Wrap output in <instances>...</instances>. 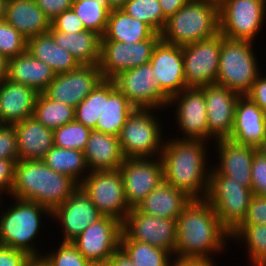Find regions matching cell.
<instances>
[{
    "label": "cell",
    "instance_id": "5bb4252c",
    "mask_svg": "<svg viewBox=\"0 0 266 266\" xmlns=\"http://www.w3.org/2000/svg\"><path fill=\"white\" fill-rule=\"evenodd\" d=\"M161 39L136 43L101 41L99 69L103 80H112L125 70L149 63L154 47Z\"/></svg>",
    "mask_w": 266,
    "mask_h": 266
},
{
    "label": "cell",
    "instance_id": "ee69618b",
    "mask_svg": "<svg viewBox=\"0 0 266 266\" xmlns=\"http://www.w3.org/2000/svg\"><path fill=\"white\" fill-rule=\"evenodd\" d=\"M0 159L18 161V142L14 125H0Z\"/></svg>",
    "mask_w": 266,
    "mask_h": 266
},
{
    "label": "cell",
    "instance_id": "9f6ffc18",
    "mask_svg": "<svg viewBox=\"0 0 266 266\" xmlns=\"http://www.w3.org/2000/svg\"><path fill=\"white\" fill-rule=\"evenodd\" d=\"M8 60L0 55V84L7 78Z\"/></svg>",
    "mask_w": 266,
    "mask_h": 266
},
{
    "label": "cell",
    "instance_id": "816d5d0a",
    "mask_svg": "<svg viewBox=\"0 0 266 266\" xmlns=\"http://www.w3.org/2000/svg\"><path fill=\"white\" fill-rule=\"evenodd\" d=\"M253 102H255L266 113V76L260 74L246 94Z\"/></svg>",
    "mask_w": 266,
    "mask_h": 266
},
{
    "label": "cell",
    "instance_id": "bcb514c9",
    "mask_svg": "<svg viewBox=\"0 0 266 266\" xmlns=\"http://www.w3.org/2000/svg\"><path fill=\"white\" fill-rule=\"evenodd\" d=\"M253 194L266 195V157L256 152L251 168Z\"/></svg>",
    "mask_w": 266,
    "mask_h": 266
},
{
    "label": "cell",
    "instance_id": "4fadbf2b",
    "mask_svg": "<svg viewBox=\"0 0 266 266\" xmlns=\"http://www.w3.org/2000/svg\"><path fill=\"white\" fill-rule=\"evenodd\" d=\"M176 220L154 217L131 208L122 222L120 240H136L164 249L174 255Z\"/></svg>",
    "mask_w": 266,
    "mask_h": 266
},
{
    "label": "cell",
    "instance_id": "9a60e30c",
    "mask_svg": "<svg viewBox=\"0 0 266 266\" xmlns=\"http://www.w3.org/2000/svg\"><path fill=\"white\" fill-rule=\"evenodd\" d=\"M172 105L176 107L173 113H176L175 120L178 129L182 131V137L176 138L213 141L208 134L207 108L202 87L185 88L169 99L167 109Z\"/></svg>",
    "mask_w": 266,
    "mask_h": 266
},
{
    "label": "cell",
    "instance_id": "1f68e13d",
    "mask_svg": "<svg viewBox=\"0 0 266 266\" xmlns=\"http://www.w3.org/2000/svg\"><path fill=\"white\" fill-rule=\"evenodd\" d=\"M48 32L54 41L70 52L80 65H99L101 36L91 30L79 33H66L52 25Z\"/></svg>",
    "mask_w": 266,
    "mask_h": 266
},
{
    "label": "cell",
    "instance_id": "f907efd6",
    "mask_svg": "<svg viewBox=\"0 0 266 266\" xmlns=\"http://www.w3.org/2000/svg\"><path fill=\"white\" fill-rule=\"evenodd\" d=\"M29 258L23 251L0 245V266H25Z\"/></svg>",
    "mask_w": 266,
    "mask_h": 266
},
{
    "label": "cell",
    "instance_id": "681fc988",
    "mask_svg": "<svg viewBox=\"0 0 266 266\" xmlns=\"http://www.w3.org/2000/svg\"><path fill=\"white\" fill-rule=\"evenodd\" d=\"M15 161L10 159H0V199L2 194L10 195L14 180Z\"/></svg>",
    "mask_w": 266,
    "mask_h": 266
},
{
    "label": "cell",
    "instance_id": "e575fe53",
    "mask_svg": "<svg viewBox=\"0 0 266 266\" xmlns=\"http://www.w3.org/2000/svg\"><path fill=\"white\" fill-rule=\"evenodd\" d=\"M33 117L45 127L54 130L75 120V108L39 93Z\"/></svg>",
    "mask_w": 266,
    "mask_h": 266
},
{
    "label": "cell",
    "instance_id": "ac0fdd59",
    "mask_svg": "<svg viewBox=\"0 0 266 266\" xmlns=\"http://www.w3.org/2000/svg\"><path fill=\"white\" fill-rule=\"evenodd\" d=\"M102 80L98 65H80L70 72L56 74L43 93L75 108Z\"/></svg>",
    "mask_w": 266,
    "mask_h": 266
},
{
    "label": "cell",
    "instance_id": "c3c4849f",
    "mask_svg": "<svg viewBox=\"0 0 266 266\" xmlns=\"http://www.w3.org/2000/svg\"><path fill=\"white\" fill-rule=\"evenodd\" d=\"M35 2L50 21L63 11L71 9L73 4V0H35Z\"/></svg>",
    "mask_w": 266,
    "mask_h": 266
},
{
    "label": "cell",
    "instance_id": "11a10c76",
    "mask_svg": "<svg viewBox=\"0 0 266 266\" xmlns=\"http://www.w3.org/2000/svg\"><path fill=\"white\" fill-rule=\"evenodd\" d=\"M107 263L109 266H135L120 248L107 260Z\"/></svg>",
    "mask_w": 266,
    "mask_h": 266
},
{
    "label": "cell",
    "instance_id": "3957f363",
    "mask_svg": "<svg viewBox=\"0 0 266 266\" xmlns=\"http://www.w3.org/2000/svg\"><path fill=\"white\" fill-rule=\"evenodd\" d=\"M78 187L73 178L55 172L42 160H18L10 197L41 204L52 212Z\"/></svg>",
    "mask_w": 266,
    "mask_h": 266
},
{
    "label": "cell",
    "instance_id": "7bdbcfd3",
    "mask_svg": "<svg viewBox=\"0 0 266 266\" xmlns=\"http://www.w3.org/2000/svg\"><path fill=\"white\" fill-rule=\"evenodd\" d=\"M57 250L45 252L42 257L50 266H89L87 260L72 242H59Z\"/></svg>",
    "mask_w": 266,
    "mask_h": 266
},
{
    "label": "cell",
    "instance_id": "9c48e42d",
    "mask_svg": "<svg viewBox=\"0 0 266 266\" xmlns=\"http://www.w3.org/2000/svg\"><path fill=\"white\" fill-rule=\"evenodd\" d=\"M220 33L254 42L266 19V0H218Z\"/></svg>",
    "mask_w": 266,
    "mask_h": 266
},
{
    "label": "cell",
    "instance_id": "6da1fadb",
    "mask_svg": "<svg viewBox=\"0 0 266 266\" xmlns=\"http://www.w3.org/2000/svg\"><path fill=\"white\" fill-rule=\"evenodd\" d=\"M176 226L173 255L176 258L207 259L216 263L214 253L220 254L231 241L230 232L220 223L206 199L191 200L176 219Z\"/></svg>",
    "mask_w": 266,
    "mask_h": 266
},
{
    "label": "cell",
    "instance_id": "277c9868",
    "mask_svg": "<svg viewBox=\"0 0 266 266\" xmlns=\"http://www.w3.org/2000/svg\"><path fill=\"white\" fill-rule=\"evenodd\" d=\"M220 33L218 0H191L166 20L160 32L168 44L185 46Z\"/></svg>",
    "mask_w": 266,
    "mask_h": 266
},
{
    "label": "cell",
    "instance_id": "7dc6e473",
    "mask_svg": "<svg viewBox=\"0 0 266 266\" xmlns=\"http://www.w3.org/2000/svg\"><path fill=\"white\" fill-rule=\"evenodd\" d=\"M51 25L61 32L79 33L85 29L83 22L72 9L63 11L59 16L51 21Z\"/></svg>",
    "mask_w": 266,
    "mask_h": 266
},
{
    "label": "cell",
    "instance_id": "f546056e",
    "mask_svg": "<svg viewBox=\"0 0 266 266\" xmlns=\"http://www.w3.org/2000/svg\"><path fill=\"white\" fill-rule=\"evenodd\" d=\"M191 201L183 192L162 182L136 207L139 212L154 217L176 220Z\"/></svg>",
    "mask_w": 266,
    "mask_h": 266
},
{
    "label": "cell",
    "instance_id": "8992f818",
    "mask_svg": "<svg viewBox=\"0 0 266 266\" xmlns=\"http://www.w3.org/2000/svg\"><path fill=\"white\" fill-rule=\"evenodd\" d=\"M253 42L223 38L220 48L216 84L246 95L262 73L256 58Z\"/></svg>",
    "mask_w": 266,
    "mask_h": 266
},
{
    "label": "cell",
    "instance_id": "680465c9",
    "mask_svg": "<svg viewBox=\"0 0 266 266\" xmlns=\"http://www.w3.org/2000/svg\"><path fill=\"white\" fill-rule=\"evenodd\" d=\"M127 0H108L109 10L122 9Z\"/></svg>",
    "mask_w": 266,
    "mask_h": 266
},
{
    "label": "cell",
    "instance_id": "4dcf8cb0",
    "mask_svg": "<svg viewBox=\"0 0 266 266\" xmlns=\"http://www.w3.org/2000/svg\"><path fill=\"white\" fill-rule=\"evenodd\" d=\"M147 39H161L148 24L128 15L123 9L110 11L107 27L101 41L136 43Z\"/></svg>",
    "mask_w": 266,
    "mask_h": 266
},
{
    "label": "cell",
    "instance_id": "ab89813d",
    "mask_svg": "<svg viewBox=\"0 0 266 266\" xmlns=\"http://www.w3.org/2000/svg\"><path fill=\"white\" fill-rule=\"evenodd\" d=\"M104 108V80L75 107V121L93 130Z\"/></svg>",
    "mask_w": 266,
    "mask_h": 266
},
{
    "label": "cell",
    "instance_id": "836d02e7",
    "mask_svg": "<svg viewBox=\"0 0 266 266\" xmlns=\"http://www.w3.org/2000/svg\"><path fill=\"white\" fill-rule=\"evenodd\" d=\"M42 161L55 172L70 176L78 184L84 180L89 172L84 151L81 150L60 148L54 145Z\"/></svg>",
    "mask_w": 266,
    "mask_h": 266
},
{
    "label": "cell",
    "instance_id": "74e56055",
    "mask_svg": "<svg viewBox=\"0 0 266 266\" xmlns=\"http://www.w3.org/2000/svg\"><path fill=\"white\" fill-rule=\"evenodd\" d=\"M71 9L83 22L86 30L104 35L110 10L97 0H73Z\"/></svg>",
    "mask_w": 266,
    "mask_h": 266
},
{
    "label": "cell",
    "instance_id": "be15d7a7",
    "mask_svg": "<svg viewBox=\"0 0 266 266\" xmlns=\"http://www.w3.org/2000/svg\"><path fill=\"white\" fill-rule=\"evenodd\" d=\"M100 4L104 5L105 7H107L109 9V3L108 0H97Z\"/></svg>",
    "mask_w": 266,
    "mask_h": 266
},
{
    "label": "cell",
    "instance_id": "8fae6325",
    "mask_svg": "<svg viewBox=\"0 0 266 266\" xmlns=\"http://www.w3.org/2000/svg\"><path fill=\"white\" fill-rule=\"evenodd\" d=\"M221 33L182 46L185 82L187 87H203L215 84L219 69Z\"/></svg>",
    "mask_w": 266,
    "mask_h": 266
},
{
    "label": "cell",
    "instance_id": "44dd1931",
    "mask_svg": "<svg viewBox=\"0 0 266 266\" xmlns=\"http://www.w3.org/2000/svg\"><path fill=\"white\" fill-rule=\"evenodd\" d=\"M207 108L208 134L213 141L228 139L232 133L239 94L218 84L202 87Z\"/></svg>",
    "mask_w": 266,
    "mask_h": 266
},
{
    "label": "cell",
    "instance_id": "d4e9b609",
    "mask_svg": "<svg viewBox=\"0 0 266 266\" xmlns=\"http://www.w3.org/2000/svg\"><path fill=\"white\" fill-rule=\"evenodd\" d=\"M18 142V160H43L54 146L53 130L33 116L14 124Z\"/></svg>",
    "mask_w": 266,
    "mask_h": 266
},
{
    "label": "cell",
    "instance_id": "8d00e7d4",
    "mask_svg": "<svg viewBox=\"0 0 266 266\" xmlns=\"http://www.w3.org/2000/svg\"><path fill=\"white\" fill-rule=\"evenodd\" d=\"M120 249L135 266H170L173 254L136 240H120Z\"/></svg>",
    "mask_w": 266,
    "mask_h": 266
},
{
    "label": "cell",
    "instance_id": "7402d4cb",
    "mask_svg": "<svg viewBox=\"0 0 266 266\" xmlns=\"http://www.w3.org/2000/svg\"><path fill=\"white\" fill-rule=\"evenodd\" d=\"M217 164L213 168L222 175L232 178L246 188H252L251 168L257 148L237 144L229 139L215 141Z\"/></svg>",
    "mask_w": 266,
    "mask_h": 266
},
{
    "label": "cell",
    "instance_id": "ba28073f",
    "mask_svg": "<svg viewBox=\"0 0 266 266\" xmlns=\"http://www.w3.org/2000/svg\"><path fill=\"white\" fill-rule=\"evenodd\" d=\"M253 191L211 167L206 200L231 233L245 218Z\"/></svg>",
    "mask_w": 266,
    "mask_h": 266
},
{
    "label": "cell",
    "instance_id": "f5cc1de1",
    "mask_svg": "<svg viewBox=\"0 0 266 266\" xmlns=\"http://www.w3.org/2000/svg\"><path fill=\"white\" fill-rule=\"evenodd\" d=\"M191 0H159L163 17L167 20L173 16L181 7Z\"/></svg>",
    "mask_w": 266,
    "mask_h": 266
},
{
    "label": "cell",
    "instance_id": "6f0895ef",
    "mask_svg": "<svg viewBox=\"0 0 266 266\" xmlns=\"http://www.w3.org/2000/svg\"><path fill=\"white\" fill-rule=\"evenodd\" d=\"M25 266H50L47 261L42 257H30Z\"/></svg>",
    "mask_w": 266,
    "mask_h": 266
},
{
    "label": "cell",
    "instance_id": "cb8c5ba5",
    "mask_svg": "<svg viewBox=\"0 0 266 266\" xmlns=\"http://www.w3.org/2000/svg\"><path fill=\"white\" fill-rule=\"evenodd\" d=\"M39 93L5 79L0 84V125H14L33 116Z\"/></svg>",
    "mask_w": 266,
    "mask_h": 266
},
{
    "label": "cell",
    "instance_id": "b9f144b4",
    "mask_svg": "<svg viewBox=\"0 0 266 266\" xmlns=\"http://www.w3.org/2000/svg\"><path fill=\"white\" fill-rule=\"evenodd\" d=\"M26 51L27 38L4 19L0 20V55L9 60Z\"/></svg>",
    "mask_w": 266,
    "mask_h": 266
},
{
    "label": "cell",
    "instance_id": "60d3db41",
    "mask_svg": "<svg viewBox=\"0 0 266 266\" xmlns=\"http://www.w3.org/2000/svg\"><path fill=\"white\" fill-rule=\"evenodd\" d=\"M90 132V128L74 120L53 130L54 145L84 151Z\"/></svg>",
    "mask_w": 266,
    "mask_h": 266
},
{
    "label": "cell",
    "instance_id": "94428289",
    "mask_svg": "<svg viewBox=\"0 0 266 266\" xmlns=\"http://www.w3.org/2000/svg\"><path fill=\"white\" fill-rule=\"evenodd\" d=\"M7 0H0V20L4 19Z\"/></svg>",
    "mask_w": 266,
    "mask_h": 266
},
{
    "label": "cell",
    "instance_id": "83f0119b",
    "mask_svg": "<svg viewBox=\"0 0 266 266\" xmlns=\"http://www.w3.org/2000/svg\"><path fill=\"white\" fill-rule=\"evenodd\" d=\"M4 20L27 39L47 33L51 26L35 0H7Z\"/></svg>",
    "mask_w": 266,
    "mask_h": 266
},
{
    "label": "cell",
    "instance_id": "f6af8a7d",
    "mask_svg": "<svg viewBox=\"0 0 266 266\" xmlns=\"http://www.w3.org/2000/svg\"><path fill=\"white\" fill-rule=\"evenodd\" d=\"M266 225V195L254 194L244 220L239 225Z\"/></svg>",
    "mask_w": 266,
    "mask_h": 266
},
{
    "label": "cell",
    "instance_id": "d6a6232c",
    "mask_svg": "<svg viewBox=\"0 0 266 266\" xmlns=\"http://www.w3.org/2000/svg\"><path fill=\"white\" fill-rule=\"evenodd\" d=\"M27 51L49 65L56 74L70 72L80 66L70 52L54 41L49 32L27 39Z\"/></svg>",
    "mask_w": 266,
    "mask_h": 266
},
{
    "label": "cell",
    "instance_id": "30bf717a",
    "mask_svg": "<svg viewBox=\"0 0 266 266\" xmlns=\"http://www.w3.org/2000/svg\"><path fill=\"white\" fill-rule=\"evenodd\" d=\"M79 187L104 216L123 222L131 210L125 199L124 183L119 169L89 172Z\"/></svg>",
    "mask_w": 266,
    "mask_h": 266
},
{
    "label": "cell",
    "instance_id": "db71d44e",
    "mask_svg": "<svg viewBox=\"0 0 266 266\" xmlns=\"http://www.w3.org/2000/svg\"><path fill=\"white\" fill-rule=\"evenodd\" d=\"M214 265H215L214 261H210L207 259L176 258V257H173V261L170 264V266H214Z\"/></svg>",
    "mask_w": 266,
    "mask_h": 266
},
{
    "label": "cell",
    "instance_id": "d590c367",
    "mask_svg": "<svg viewBox=\"0 0 266 266\" xmlns=\"http://www.w3.org/2000/svg\"><path fill=\"white\" fill-rule=\"evenodd\" d=\"M230 235L231 241L247 243L249 265L266 266V225H238Z\"/></svg>",
    "mask_w": 266,
    "mask_h": 266
},
{
    "label": "cell",
    "instance_id": "5b68a950",
    "mask_svg": "<svg viewBox=\"0 0 266 266\" xmlns=\"http://www.w3.org/2000/svg\"><path fill=\"white\" fill-rule=\"evenodd\" d=\"M13 200L15 203L0 211V245L23 251L30 257H40L42 253L35 240L43 228L41 218L46 215L52 219L51 211L32 201Z\"/></svg>",
    "mask_w": 266,
    "mask_h": 266
},
{
    "label": "cell",
    "instance_id": "d6986e66",
    "mask_svg": "<svg viewBox=\"0 0 266 266\" xmlns=\"http://www.w3.org/2000/svg\"><path fill=\"white\" fill-rule=\"evenodd\" d=\"M103 216L80 187L51 212L52 220L59 221L62 228V242H72Z\"/></svg>",
    "mask_w": 266,
    "mask_h": 266
},
{
    "label": "cell",
    "instance_id": "f35d334b",
    "mask_svg": "<svg viewBox=\"0 0 266 266\" xmlns=\"http://www.w3.org/2000/svg\"><path fill=\"white\" fill-rule=\"evenodd\" d=\"M122 9L131 17L148 24L158 34L166 23L159 0H127Z\"/></svg>",
    "mask_w": 266,
    "mask_h": 266
},
{
    "label": "cell",
    "instance_id": "603a6c76",
    "mask_svg": "<svg viewBox=\"0 0 266 266\" xmlns=\"http://www.w3.org/2000/svg\"><path fill=\"white\" fill-rule=\"evenodd\" d=\"M266 137V113L249 97L240 95L229 140L257 148Z\"/></svg>",
    "mask_w": 266,
    "mask_h": 266
},
{
    "label": "cell",
    "instance_id": "484cf974",
    "mask_svg": "<svg viewBox=\"0 0 266 266\" xmlns=\"http://www.w3.org/2000/svg\"><path fill=\"white\" fill-rule=\"evenodd\" d=\"M84 156L89 172L117 170L125 159L118 136L96 130L89 134Z\"/></svg>",
    "mask_w": 266,
    "mask_h": 266
},
{
    "label": "cell",
    "instance_id": "4316f807",
    "mask_svg": "<svg viewBox=\"0 0 266 266\" xmlns=\"http://www.w3.org/2000/svg\"><path fill=\"white\" fill-rule=\"evenodd\" d=\"M56 73L53 69L32 56L28 51L8 60L7 79L27 85L43 93Z\"/></svg>",
    "mask_w": 266,
    "mask_h": 266
},
{
    "label": "cell",
    "instance_id": "91938a15",
    "mask_svg": "<svg viewBox=\"0 0 266 266\" xmlns=\"http://www.w3.org/2000/svg\"><path fill=\"white\" fill-rule=\"evenodd\" d=\"M257 152L266 157V137L262 140L261 144L257 147Z\"/></svg>",
    "mask_w": 266,
    "mask_h": 266
},
{
    "label": "cell",
    "instance_id": "7a4b0ae2",
    "mask_svg": "<svg viewBox=\"0 0 266 266\" xmlns=\"http://www.w3.org/2000/svg\"><path fill=\"white\" fill-rule=\"evenodd\" d=\"M209 143L204 140L168 137L160 154L164 182L183 192L191 200L205 199L207 195L212 167L208 165L206 145Z\"/></svg>",
    "mask_w": 266,
    "mask_h": 266
},
{
    "label": "cell",
    "instance_id": "7c38bea8",
    "mask_svg": "<svg viewBox=\"0 0 266 266\" xmlns=\"http://www.w3.org/2000/svg\"><path fill=\"white\" fill-rule=\"evenodd\" d=\"M149 63L125 70L112 79L136 109H165L169 98L160 90Z\"/></svg>",
    "mask_w": 266,
    "mask_h": 266
},
{
    "label": "cell",
    "instance_id": "e0dca14e",
    "mask_svg": "<svg viewBox=\"0 0 266 266\" xmlns=\"http://www.w3.org/2000/svg\"><path fill=\"white\" fill-rule=\"evenodd\" d=\"M122 222L103 216L88 226L72 243L91 263L107 262L120 248Z\"/></svg>",
    "mask_w": 266,
    "mask_h": 266
},
{
    "label": "cell",
    "instance_id": "2e32d148",
    "mask_svg": "<svg viewBox=\"0 0 266 266\" xmlns=\"http://www.w3.org/2000/svg\"><path fill=\"white\" fill-rule=\"evenodd\" d=\"M119 171L123 178L125 199L130 208H136L150 192L164 181L160 156L125 158Z\"/></svg>",
    "mask_w": 266,
    "mask_h": 266
},
{
    "label": "cell",
    "instance_id": "ffe728a7",
    "mask_svg": "<svg viewBox=\"0 0 266 266\" xmlns=\"http://www.w3.org/2000/svg\"><path fill=\"white\" fill-rule=\"evenodd\" d=\"M149 62L153 67L155 81L169 99L187 88L181 46L160 40Z\"/></svg>",
    "mask_w": 266,
    "mask_h": 266
},
{
    "label": "cell",
    "instance_id": "52a82bcc",
    "mask_svg": "<svg viewBox=\"0 0 266 266\" xmlns=\"http://www.w3.org/2000/svg\"><path fill=\"white\" fill-rule=\"evenodd\" d=\"M156 109H135L126 119L118 136L125 158H155L160 156L166 136ZM163 135V136H162Z\"/></svg>",
    "mask_w": 266,
    "mask_h": 266
},
{
    "label": "cell",
    "instance_id": "6125c7cd",
    "mask_svg": "<svg viewBox=\"0 0 266 266\" xmlns=\"http://www.w3.org/2000/svg\"><path fill=\"white\" fill-rule=\"evenodd\" d=\"M89 266H109L107 262L91 263Z\"/></svg>",
    "mask_w": 266,
    "mask_h": 266
},
{
    "label": "cell",
    "instance_id": "f1b7e54d",
    "mask_svg": "<svg viewBox=\"0 0 266 266\" xmlns=\"http://www.w3.org/2000/svg\"><path fill=\"white\" fill-rule=\"evenodd\" d=\"M135 109L112 80H104V108L93 130L119 136L126 119Z\"/></svg>",
    "mask_w": 266,
    "mask_h": 266
}]
</instances>
